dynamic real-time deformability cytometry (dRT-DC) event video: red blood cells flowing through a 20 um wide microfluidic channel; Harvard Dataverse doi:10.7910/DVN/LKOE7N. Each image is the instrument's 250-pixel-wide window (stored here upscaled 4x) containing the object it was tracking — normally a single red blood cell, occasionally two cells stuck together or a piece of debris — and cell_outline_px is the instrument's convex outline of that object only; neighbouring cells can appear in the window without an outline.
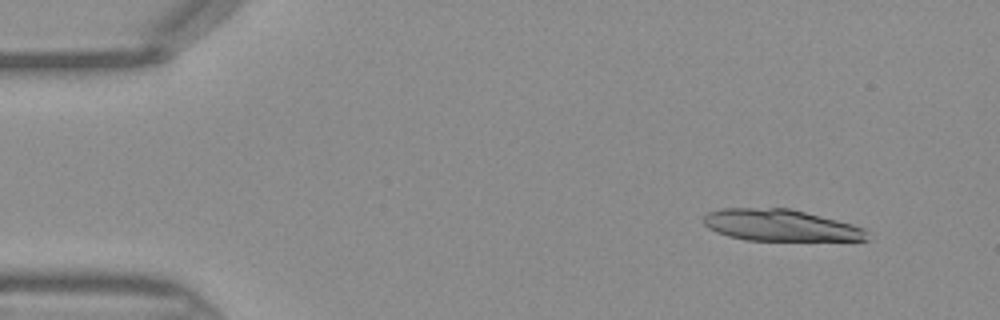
{"species": "Egyptian fruit bat (a non-hibernating species)", "species_latin": "Rousettus aegyptiacus", "temperature_condition": "warm", "stored_images_in_passage": 44, "segment_of_instrument_passage": [1, 2], "camera_frame_rate_fps": 3000, "um_per_image_px": 0.085, "frame": {"image": 1, "passage_image": 4, "time_ms": 1.0, "image_size_px": [1000, 320], "cell_outline_px": [[868, 240], [744, 240], [728, 236], [716, 232], [708, 228], [704, 224], [704, 216], [708, 212], [720, 208], [788, 208], [852, 224], [864, 228]], "centroid_in_image_um": [66.27, 19.15], "position_along_channel_um": 18.7, "area_um2": 29.82}}